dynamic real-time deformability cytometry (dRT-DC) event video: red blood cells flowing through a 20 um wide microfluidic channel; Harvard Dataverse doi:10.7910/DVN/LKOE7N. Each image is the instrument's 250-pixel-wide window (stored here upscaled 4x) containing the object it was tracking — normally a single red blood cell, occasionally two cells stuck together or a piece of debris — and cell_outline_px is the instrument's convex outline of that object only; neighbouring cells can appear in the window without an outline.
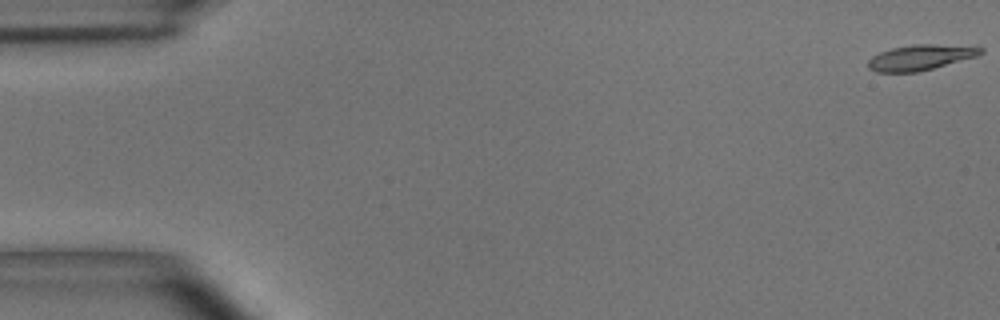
{"species": "common noctule bat (a hibernating species)", "species_latin": "Nyctalus noctula", "temperature_condition": "room temperature", "stored_images_in_passage": 55, "camera_frame_rate_fps": 3000, "um_per_image_px": 0.085, "animal": {"sex": "male", "body_mass_g": 15.6}, "frame": {"image": 1, "passage_image": 1, "time_ms": 0.0, "image_size_px": [1000, 320], "cell_outline_px": [[984, 52], [976, 56], [932, 68], [916, 72], [876, 72], [868, 68], [868, 60], [872, 56], [880, 52], [892, 48], [912, 44], [932, 44], [984, 48]], "centroid_in_image_um": [78.18, 4.88], "position_along_channel_um": 6.8, "area_um2": 16.36}}
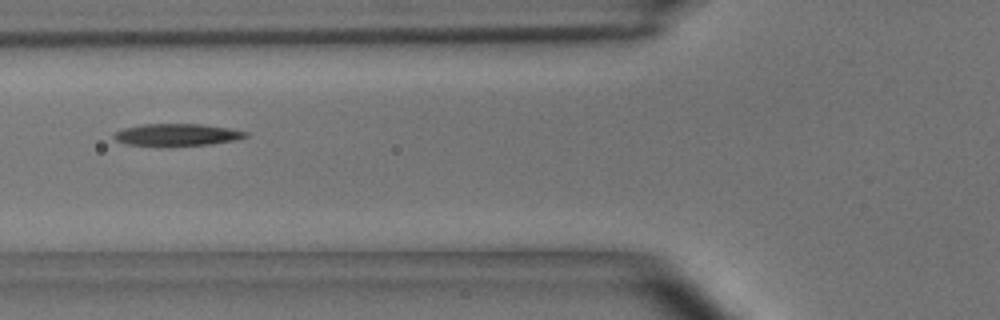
{"frame": {"image": 2, "passage_image": 21, "time_ms": 6.667, "image_size_px": [1000, 320], "cell_outline_px": [[248, 136], [236, 140], [208, 144], [168, 148], [160, 148], [124, 144], [116, 140], [112, 136], [116, 132], [124, 128], [140, 124], [200, 124], [228, 128], [248, 132]], "centroid_in_image_um": [14.97, 11.49], "position_along_channel_um": 110.8, "area_um2": 17.63}}
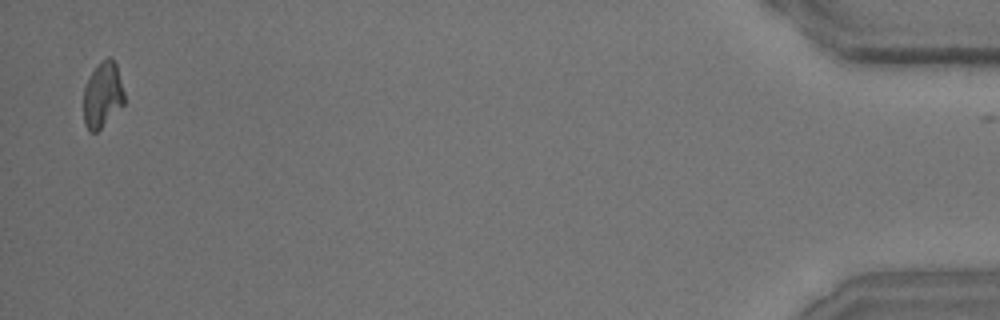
{"frame": {"image": 3, "passage_image": 54, "time_ms": 17.667, "image_size_px": [1000, 320], "cell_outline_px": [[124, 104], [96, 132], [88, 132], [84, 124], [84, 88], [92, 72], [108, 56], [116, 64], [124, 92]], "centroid_in_image_um": [8.71, 8.11], "position_along_channel_um": 426.5, "area_um2": 15.2}, "authors_computed_cell_mechanics": {"area_um2": 16.8776, "velocity_mm_per_s": 3.6617, "shape_relaxation_time_tau1_ms": 3.6682, "shape_relaxation_time_tau2_ms": 5.1662, "deformation_change_tau1": 0.1656, "deformation_change_tau2": 0.1205}}